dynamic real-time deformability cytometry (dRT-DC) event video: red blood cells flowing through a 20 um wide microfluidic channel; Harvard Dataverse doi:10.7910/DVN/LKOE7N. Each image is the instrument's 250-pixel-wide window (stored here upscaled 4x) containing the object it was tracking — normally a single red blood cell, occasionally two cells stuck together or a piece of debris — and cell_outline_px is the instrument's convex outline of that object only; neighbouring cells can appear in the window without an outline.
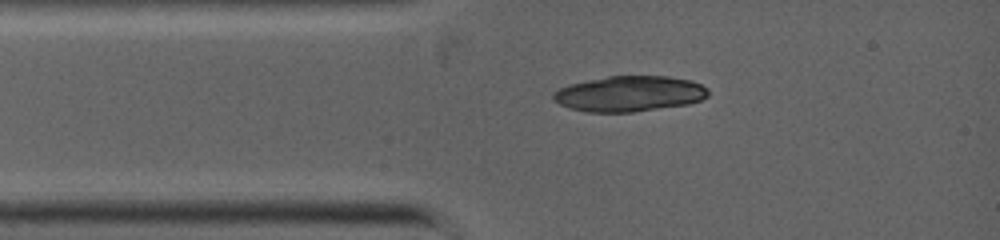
{"species": "common noctule bat (a hibernating species)", "species_latin": "Nyctalus noctula", "temperature_condition": "warm", "stored_images_in_passage": 2, "camera_frame_rate_fps": 5000, "um_per_image_px": 0.085, "animal": {"sex": "female", "body_mass_g": 19.0, "forearm_length_mm": 53.3}, "frame": {"image": 1, "passage_image": 2, "time_ms": 1.0, "image_size_px": [1000, 240], "cell_outline_px": [[708, 96], [700, 100], [688, 104], [632, 112], [584, 112], [568, 108], [552, 100], [552, 92], [568, 84], [608, 76], [668, 76], [692, 80], [708, 88]], "centroid_in_image_um": [53.47, 7.97], "position_along_channel_um": 31.5, "area_um2": 32.31}}